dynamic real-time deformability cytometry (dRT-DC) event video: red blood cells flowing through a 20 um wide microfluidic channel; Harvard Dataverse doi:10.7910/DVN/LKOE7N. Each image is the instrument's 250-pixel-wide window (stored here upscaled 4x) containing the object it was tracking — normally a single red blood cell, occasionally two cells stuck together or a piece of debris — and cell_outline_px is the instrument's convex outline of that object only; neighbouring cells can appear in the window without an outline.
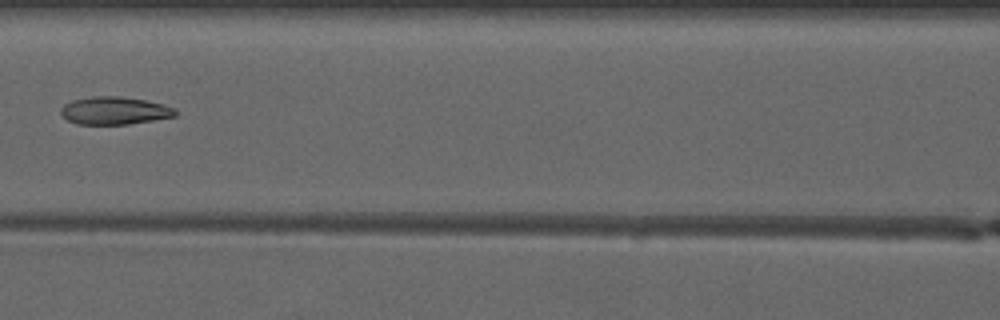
{"species": "common noctule bat (a hibernating species)", "species_latin": "Nyctalus noctula", "temperature_condition": "warm", "stored_images_in_passage": 6, "camera_frame_rate_fps": 3000, "um_per_image_px": 0.085, "animal": {"sex": "male", "forearm_length_mm": 52.5}, "frame": {"image": 1, "passage_image": 6, "time_ms": 5.667, "image_size_px": [1000, 320], "cell_outline_px": [[176, 116], [128, 124], [76, 124], [68, 120], [60, 112], [60, 108], [64, 104], [72, 100], [92, 96], [120, 96], [148, 100], [176, 108]], "centroid_in_image_um": [9.73, 9.39], "position_along_channel_um": 156.9, "area_um2": 18.55}}